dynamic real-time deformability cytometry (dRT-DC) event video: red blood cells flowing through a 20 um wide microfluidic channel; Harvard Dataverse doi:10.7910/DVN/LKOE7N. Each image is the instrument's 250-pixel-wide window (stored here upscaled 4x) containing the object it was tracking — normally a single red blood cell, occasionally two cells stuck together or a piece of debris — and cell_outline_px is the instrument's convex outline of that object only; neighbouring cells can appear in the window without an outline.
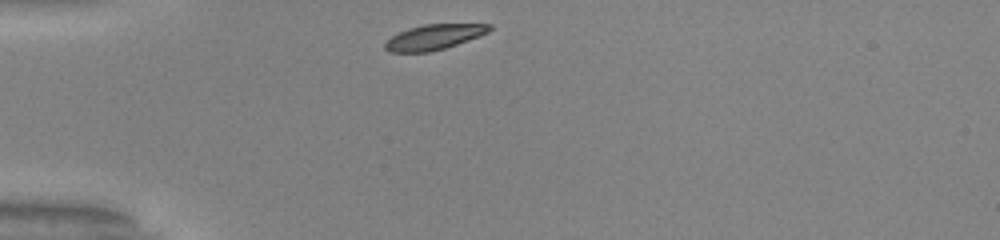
{"species": "common noctule bat (a hibernating species)", "species_latin": "Nyctalus noctula", "temperature_condition": "warm", "stored_images_in_passage": 30, "camera_frame_rate_fps": 3000, "um_per_image_px": 0.085, "animal": {"sex": "male", "body_mass_g": 20.0, "forearm_length_mm": 53.3}, "frame": {"image": 1, "passage_image": 1, "time_ms": 0.0, "image_size_px": [1000, 240], "cell_outline_px": [[492, 28], [488, 32], [480, 36], [444, 48], [428, 52], [388, 52], [384, 48], [384, 44], [392, 36], [408, 28], [424, 24], [492, 24]], "centroid_in_image_um": [36.89, 3.14], "position_along_channel_um": 48.1, "area_um2": 15.2}}
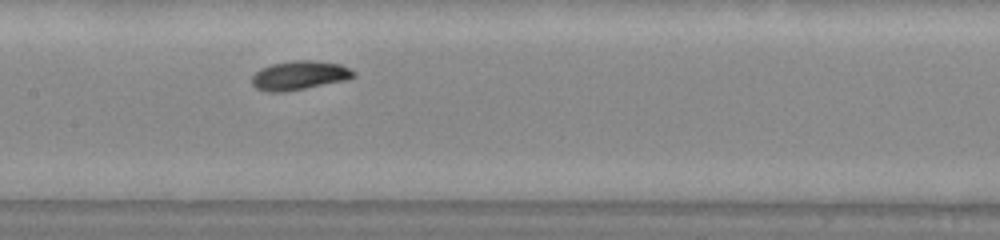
{"frame": {"image": 2, "passage_image": 13, "time_ms": 4.0, "image_size_px": [1000, 240], "cell_outline_px": [[356, 76], [344, 80], [284, 92], [264, 92], [256, 88], [252, 84], [252, 76], [260, 68], [272, 64], [296, 60], [316, 60], [340, 64], [356, 72]], "centroid_in_image_um": [25.42, 6.4], "position_along_channel_um": 182.0, "area_um2": 17.11}}
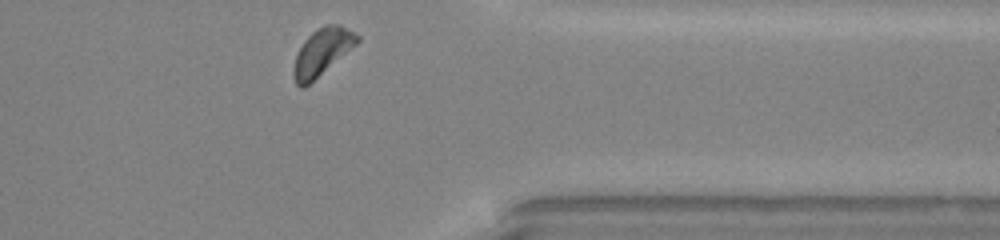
{"frame": {"image": 3, "passage_image": 29, "time_ms": 9.333, "image_size_px": [1000, 240], "cell_outline_px": [[360, 40], [356, 44], [304, 88], [300, 88], [296, 84], [292, 76], [292, 68], [296, 56], [304, 40], [316, 28], [324, 24], [340, 24], [360, 36]], "centroid_in_image_um": [27.34, 4.41], "position_along_channel_um": 384.1, "area_um2": 17.22}, "authors_computed_cell_mechanics": {"area_um2": 16.7909, "velocity_mm_per_s": 3.9369, "shape_relaxation_time_tau1_ms": 1.7754, "shape_relaxation_time_tau2_ms": null, "deformation_change_tau1": 0.1228, "deformation_change_tau2": null}}